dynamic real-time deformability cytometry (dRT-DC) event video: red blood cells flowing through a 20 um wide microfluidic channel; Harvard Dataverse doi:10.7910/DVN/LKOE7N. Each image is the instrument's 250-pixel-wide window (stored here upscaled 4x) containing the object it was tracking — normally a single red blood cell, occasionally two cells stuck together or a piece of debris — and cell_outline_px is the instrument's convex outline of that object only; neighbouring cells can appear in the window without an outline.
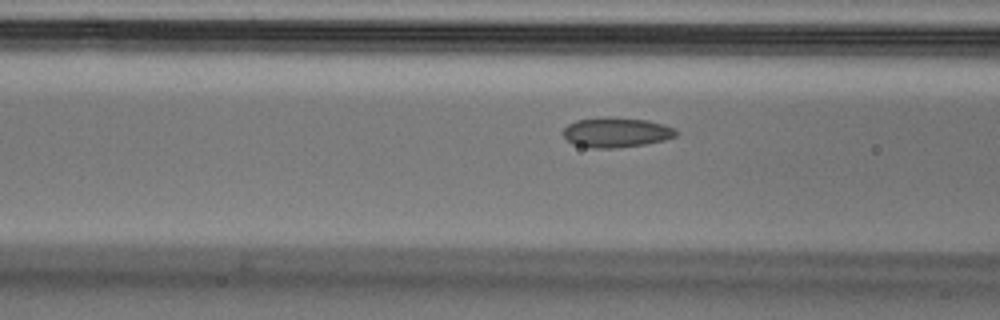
{"species": "Egyptian fruit bat (a non-hibernating species)", "species_latin": "Rousettus aegyptiacus", "temperature_condition": "cold", "stored_images_in_passage": 38, "camera_frame_rate_fps": 3000, "um_per_image_px": 0.085, "animal": {"sex": "male"}, "frame": {"image": 1, "passage_image": 5, "time_ms": 1.333, "image_size_px": [1000, 320], "cell_outline_px": [[676, 136], [664, 140], [644, 144], [616, 148], [592, 148], [572, 144], [564, 136], [564, 128], [568, 124], [576, 120], [604, 116], [608, 116], [648, 120], [664, 124], [676, 128]], "centroid_in_image_um": [52.38, 11.24], "position_along_channel_um": 114.2, "area_um2": 19.83}}
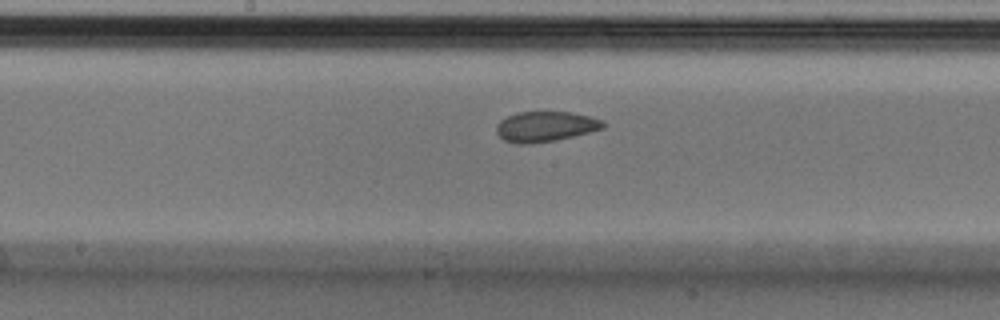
{"frame": {"image": 2, "passage_image": 12, "time_ms": 3.667, "image_size_px": [1000, 320], "cell_outline_px": [[604, 128], [556, 140], [528, 144], [516, 144], [504, 140], [496, 132], [496, 124], [500, 120], [516, 112], [572, 112], [604, 120]], "centroid_in_image_um": [46.33, 10.75], "position_along_channel_um": 201.9, "area_um2": 18.79}}
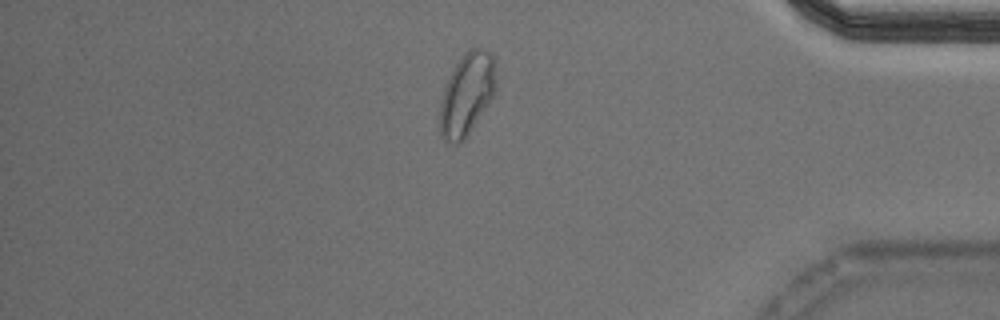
{"frame": {"image": 3, "passage_image": 30, "time_ms": 9.667, "image_size_px": [1000, 320], "cell_outline_px": [[496, 92], [464, 140], [460, 144], [456, 144], [444, 140], [440, 136], [440, 104], [444, 88], [448, 76], [464, 52], [468, 48], [484, 48], [496, 60]], "centroid_in_image_um": [39.69, 7.98], "position_along_channel_um": 395.5, "area_um2": 27.17}, "authors_computed_cell_mechanics": {"area_um2": 19.4497, "velocity_mm_per_s": 3.7418, "shape_relaxation_time_tau1_ms": 8.7335, "shape_relaxation_time_tau2_ms": 1.1359, "deformation_change_tau1": 0.1353, "deformation_change_tau2": 0.0518}}